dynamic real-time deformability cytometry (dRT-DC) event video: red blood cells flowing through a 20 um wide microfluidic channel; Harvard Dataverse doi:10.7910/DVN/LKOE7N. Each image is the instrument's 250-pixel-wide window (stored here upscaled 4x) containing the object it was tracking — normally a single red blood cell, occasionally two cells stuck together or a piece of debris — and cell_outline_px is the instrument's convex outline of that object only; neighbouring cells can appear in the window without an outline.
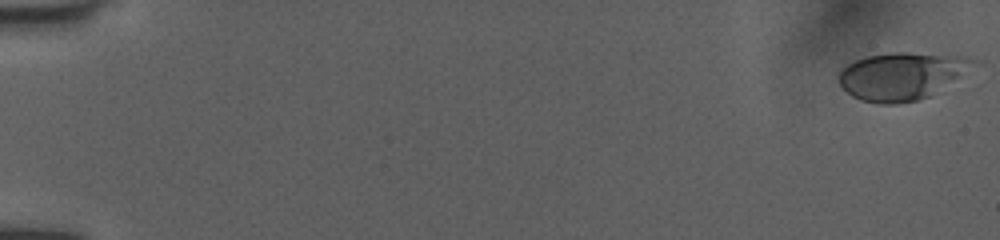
{"species": "human", "species_latin": "Homo sapiens", "temperature_condition": "room temperature", "stored_images_in_passage": 52, "camera_frame_rate_fps": 3000, "um_per_image_px": 0.085, "donor": {"sex": "female"}, "frame": {"image": 1, "passage_image": 1, "time_ms": 0.0, "image_size_px": [1000, 240], "cell_outline_px": [[980, 64], [928, 96], [916, 100], [896, 104], [880, 104], [860, 100], [852, 96], [840, 84], [840, 72], [848, 64], [856, 60], [868, 56], [892, 52], [908, 52], [968, 56], [980, 60]], "centroid_in_image_um": [76.71, 6.44], "position_along_channel_um": 8.3, "area_um2": 37.17}}
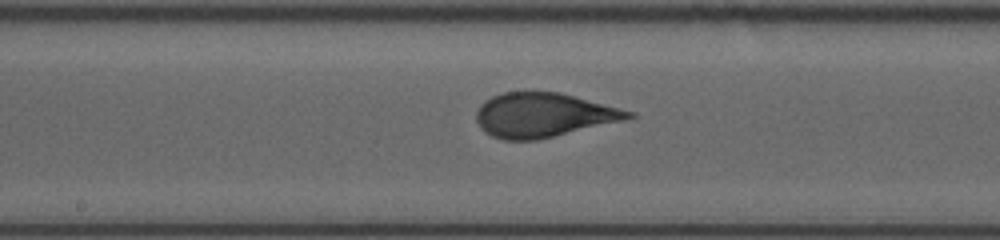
{"frame": {"image": 2, "passage_image": 29, "time_ms": 9.333, "image_size_px": [1000, 240], "cell_outline_px": [[636, 116], [624, 120], [536, 140], [504, 140], [492, 136], [480, 128], [476, 120], [476, 112], [480, 104], [484, 100], [492, 96], [504, 92], [560, 92], [636, 112]], "centroid_in_image_um": [46.17, 9.77], "position_along_channel_um": 202.0, "area_um2": 39.13}}
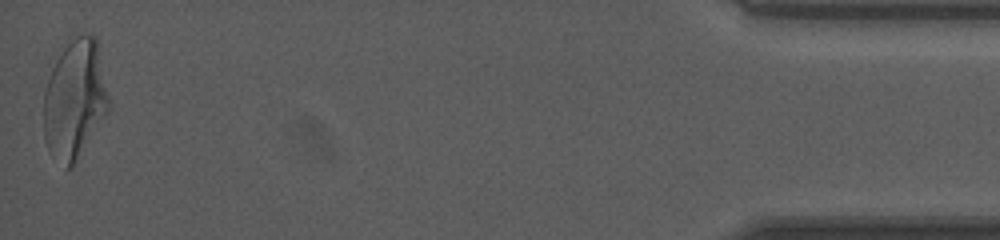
{"frame": {"image": 3, "passage_image": 52, "time_ms": 17.0, "image_size_px": [1000, 240], "cell_outline_px": [[108, 112], [72, 168], [64, 168], [48, 152], [44, 136], [44, 92], [52, 68], [56, 60], [64, 48], [76, 36], [96, 36], [108, 96]], "centroid_in_image_um": [6.34, 8.53], "position_along_channel_um": 428.9, "area_um2": 44.62}, "authors_computed_cell_mechanics": {"area_um2": 39.1306, "velocity_mm_per_s": 4.0351, "shape_relaxation_time_tau1_ms": 4.058, "shape_relaxation_time_tau2_ms": null, "deformation_change_tau1": 0.1955, "deformation_change_tau2": null}}